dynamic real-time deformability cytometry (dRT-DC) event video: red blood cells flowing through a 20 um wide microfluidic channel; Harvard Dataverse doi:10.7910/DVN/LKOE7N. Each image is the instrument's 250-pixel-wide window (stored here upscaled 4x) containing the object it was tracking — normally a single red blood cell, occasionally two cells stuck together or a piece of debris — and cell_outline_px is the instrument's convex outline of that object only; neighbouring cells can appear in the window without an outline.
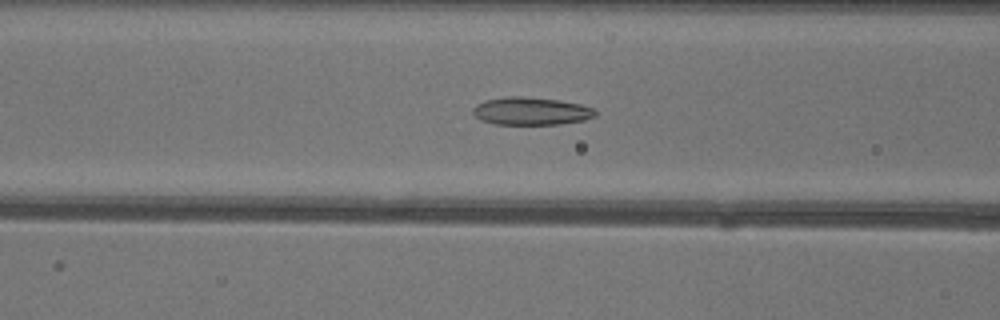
{"species": "common noctule bat (a hibernating species)", "species_latin": "Nyctalus noctula", "temperature_condition": "warm", "stored_images_in_passage": 51, "camera_frame_rate_fps": 3000, "um_per_image_px": 0.085, "animal": {"sex": "female"}, "frame": {"image": 1, "passage_image": 20, "time_ms": 6.333, "image_size_px": [1000, 320], "cell_outline_px": [[596, 116], [584, 120], [560, 124], [496, 124], [480, 120], [472, 112], [472, 108], [476, 104], [484, 100], [508, 96], [524, 96], [560, 100], [580, 104], [596, 108]], "centroid_in_image_um": [45.15, 9.43], "position_along_channel_um": 121.5, "area_um2": 20.0}}
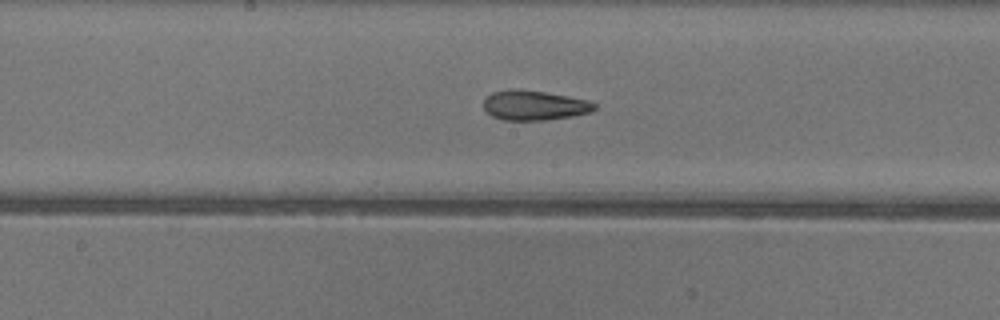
{"frame": {"image": 2, "passage_image": 26, "time_ms": 8.333, "image_size_px": [1000, 320], "cell_outline_px": [[596, 108], [592, 112], [572, 116], [544, 120], [504, 120], [492, 116], [484, 108], [484, 100], [492, 92], [544, 92], [568, 96], [588, 100], [596, 104]], "centroid_in_image_um": [45.49, 9.0], "position_along_channel_um": 202.7, "area_um2": 18.44}}
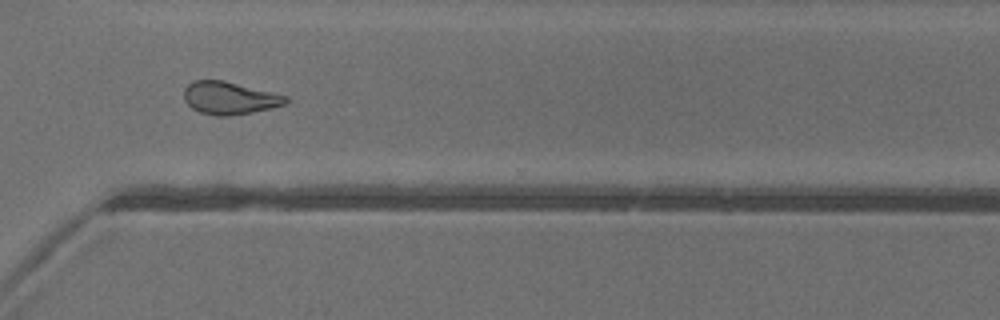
{"frame": {"image": 3, "passage_image": 37, "time_ms": 12.0, "image_size_px": [1000, 320], "cell_outline_px": [[288, 100], [284, 104], [252, 112], [228, 116], [216, 116], [200, 112], [192, 108], [184, 100], [184, 88], [192, 80], [224, 80], [288, 96]], "centroid_in_image_um": [19.47, 8.32], "position_along_channel_um": 351.1, "area_um2": 19.25}, "authors_computed_cell_mechanics": {"area_um2": 20.808, "velocity_mm_per_s": 4.0535, "shape_relaxation_time_tau1_ms": null, "shape_relaxation_time_tau2_ms": 3.2887, "deformation_change_tau1": null, "deformation_change_tau2": 0.107}}